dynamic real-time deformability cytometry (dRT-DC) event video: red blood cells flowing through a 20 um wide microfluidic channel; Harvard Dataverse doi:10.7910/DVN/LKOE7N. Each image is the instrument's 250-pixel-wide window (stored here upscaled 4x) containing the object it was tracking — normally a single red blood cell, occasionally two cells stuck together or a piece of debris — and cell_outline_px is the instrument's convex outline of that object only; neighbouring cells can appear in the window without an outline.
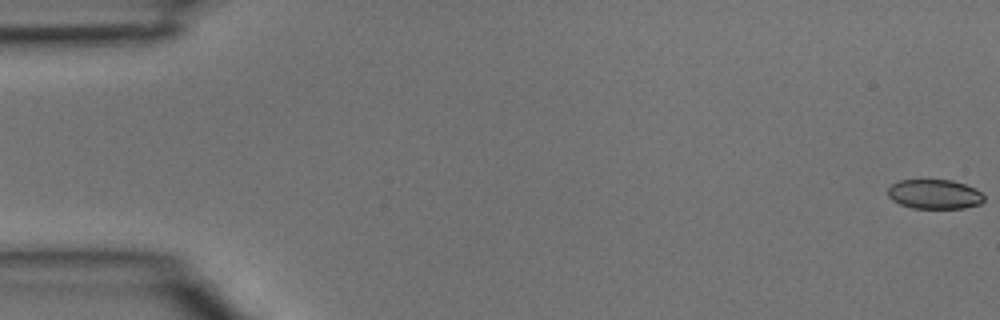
{"species": "common noctule bat (a hibernating species)", "species_latin": "Nyctalus noctula", "temperature_condition": "room temperature", "stored_images_in_passage": 7, "camera_frame_rate_fps": 3000, "um_per_image_px": 0.085, "animal": {"sex": "male", "body_mass_g": 15.6}, "frame": {"image": 1, "passage_image": 1, "time_ms": 0.0, "image_size_px": [1000, 320], "cell_outline_px": [[984, 200], [980, 204], [964, 208], [912, 208], [900, 204], [892, 200], [888, 196], [888, 188], [892, 184], [900, 180], [952, 180], [976, 188], [984, 196]], "centroid_in_image_um": [79.44, 16.51], "position_along_channel_um": 5.6, "area_um2": 16.53}}